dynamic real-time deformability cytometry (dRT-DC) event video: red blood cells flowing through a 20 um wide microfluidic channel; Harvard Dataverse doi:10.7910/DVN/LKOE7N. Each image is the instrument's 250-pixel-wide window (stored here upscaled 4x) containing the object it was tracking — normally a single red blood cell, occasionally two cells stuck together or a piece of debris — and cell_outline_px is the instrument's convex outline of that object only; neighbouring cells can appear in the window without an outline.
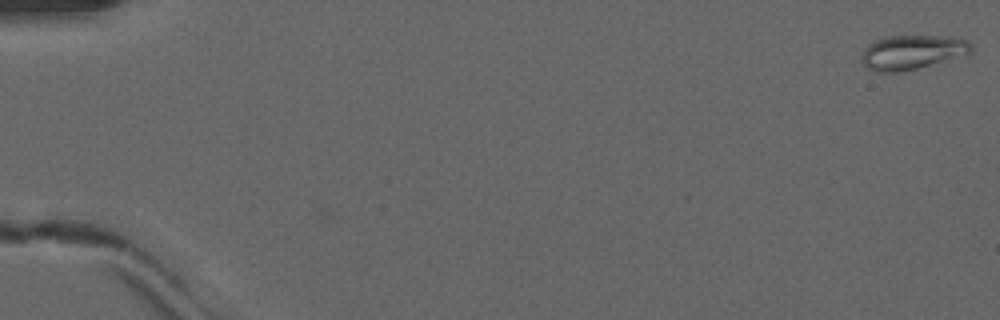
{"species": "common noctule bat (a hibernating species)", "species_latin": "Nyctalus noctula", "temperature_condition": "warm", "stored_images_in_passage": 3, "camera_frame_rate_fps": 3000, "um_per_image_px": 0.085, "animal": {"sex": "male", "forearm_length_mm": 52.5}, "frame": {"image": 1, "passage_image": 1, "time_ms": 0.0, "image_size_px": [1000, 320], "cell_outline_px": [[972, 52], [916, 68], [896, 72], [876, 72], [868, 68], [860, 60], [860, 52], [868, 44], [876, 40], [888, 36], [936, 36], [968, 40], [972, 44]], "centroid_in_image_um": [77.45, 4.43], "position_along_channel_um": 7.6, "area_um2": 21.56}}